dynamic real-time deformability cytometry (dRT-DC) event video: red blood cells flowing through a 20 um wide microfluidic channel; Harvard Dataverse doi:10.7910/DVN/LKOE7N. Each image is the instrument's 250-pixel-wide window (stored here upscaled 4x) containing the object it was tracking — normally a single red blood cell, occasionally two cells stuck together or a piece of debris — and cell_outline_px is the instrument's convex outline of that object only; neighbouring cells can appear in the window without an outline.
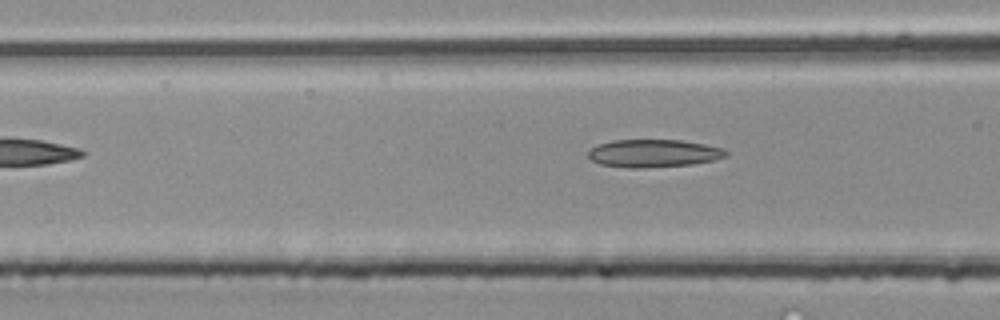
{"species": "common noctule bat (a hibernating species)", "species_latin": "Nyctalus noctula", "temperature_condition": "room temperature", "stored_images_in_passage": 4, "camera_frame_rate_fps": 3000, "um_per_image_px": 0.085, "animal": {"sex": "male", "body_mass_g": 20.4}, "frame": {"image": 1, "passage_image": 4, "time_ms": 1.0, "image_size_px": [1000, 320], "cell_outline_px": [[728, 156], [716, 160], [692, 164], [644, 168], [624, 168], [600, 164], [592, 160], [588, 156], [588, 152], [592, 148], [600, 144], [612, 140], [680, 140], [704, 144], [724, 148], [728, 152]], "centroid_in_image_um": [55.59, 13.04], "position_along_channel_um": 111.0, "area_um2": 22.43}}